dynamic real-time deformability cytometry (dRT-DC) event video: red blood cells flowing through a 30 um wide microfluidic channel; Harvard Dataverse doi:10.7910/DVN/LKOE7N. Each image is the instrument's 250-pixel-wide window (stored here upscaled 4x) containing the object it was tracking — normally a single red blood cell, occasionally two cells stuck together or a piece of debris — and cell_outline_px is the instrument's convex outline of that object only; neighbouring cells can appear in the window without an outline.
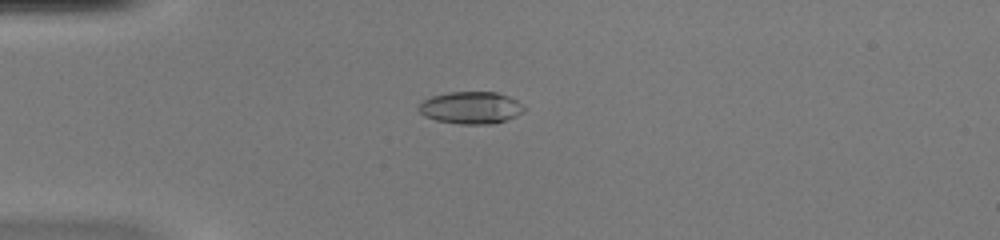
{"species": "common noctule bat (a hibernating species)", "species_latin": "Nyctalus noctula", "temperature_condition": "warm", "stored_images_in_passage": 44, "camera_frame_rate_fps": 3000, "um_per_image_px": 0.085, "animal": {"sex": "female", "body_mass_g": 20.0, "forearm_length_mm": 54.0}, "frame": {"image": 1, "passage_image": 7, "time_ms": 2.0, "image_size_px": [1000, 240], "cell_outline_px": [[524, 112], [516, 116], [492, 124], [460, 124], [436, 120], [424, 116], [416, 108], [424, 100], [432, 96], [448, 92], [496, 92], [508, 96], [516, 100], [524, 108]], "centroid_in_image_um": [40.0, 9.16], "position_along_channel_um": 45.0, "area_um2": 19.65}}
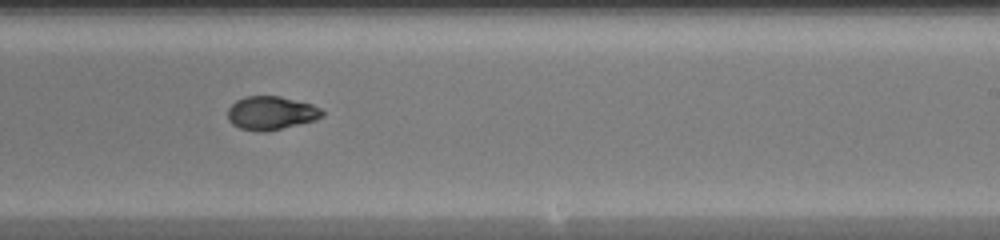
{"frame": {"image": 2, "passage_image": 25, "time_ms": 8.0, "image_size_px": [1000, 240], "cell_outline_px": [[324, 116], [316, 120], [264, 132], [256, 132], [240, 128], [232, 124], [228, 120], [228, 108], [236, 100], [244, 96], [280, 96], [312, 104], [320, 108], [324, 112]], "centroid_in_image_um": [23.03, 9.6], "position_along_channel_um": 266.0, "area_um2": 18.55}}
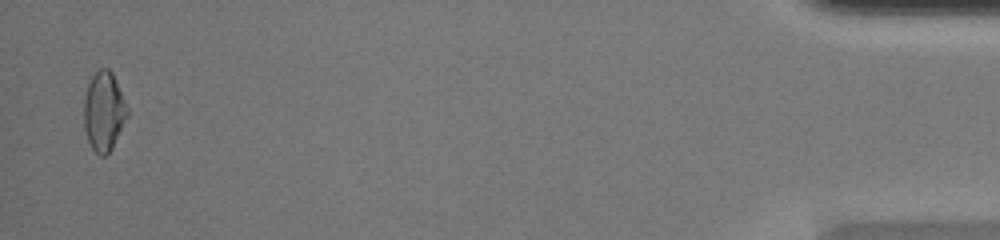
{"frame": {"image": 3, "passage_image": 43, "time_ms": 14.0, "image_size_px": [1000, 240], "cell_outline_px": [[128, 116], [112, 148], [104, 156], [100, 156], [92, 148], [88, 140], [84, 128], [84, 100], [88, 84], [92, 76], [100, 68], [108, 68], [112, 72], [128, 108]], "centroid_in_image_um": [8.83, 9.47], "position_along_channel_um": 426.4, "area_um2": 19.88}, "authors_computed_cell_mechanics": {"area_um2": 19.3052, "velocity_mm_per_s": 4.1087, "shape_relaxation_time_tau1_ms": 8.3729, "shape_relaxation_time_tau2_ms": 4.2271, "deformation_change_tau1": 0.2599, "deformation_change_tau2": 0.0717}}